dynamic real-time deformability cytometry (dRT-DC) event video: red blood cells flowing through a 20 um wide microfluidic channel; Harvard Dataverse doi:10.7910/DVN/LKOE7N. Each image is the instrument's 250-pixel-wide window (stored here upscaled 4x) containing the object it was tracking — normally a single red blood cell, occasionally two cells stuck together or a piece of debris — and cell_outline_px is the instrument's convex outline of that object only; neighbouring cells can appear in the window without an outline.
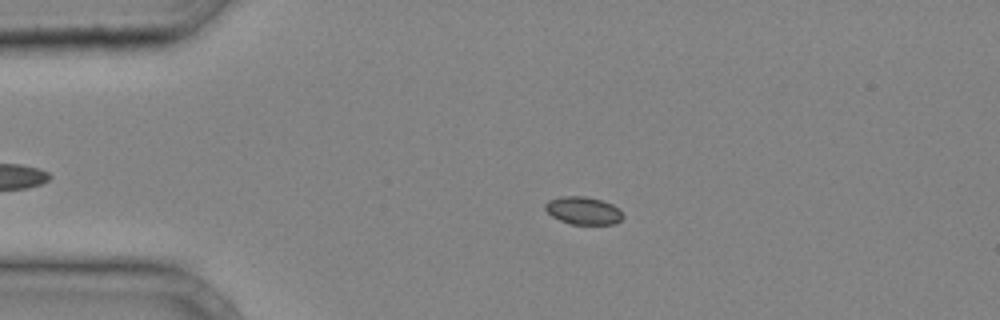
{"species": "common noctule bat (a hibernating species)", "species_latin": "Nyctalus noctula", "temperature_condition": "cold", "stored_images_in_passage": 38, "camera_frame_rate_fps": 3000, "um_per_image_px": 0.085, "animal": {"sex": "male", "body_mass_g": 20.4}, "frame": {"image": 1, "passage_image": 8, "time_ms": 2.333, "image_size_px": [1000, 320], "cell_outline_px": [[624, 216], [616, 224], [572, 224], [560, 220], [552, 216], [544, 208], [544, 204], [548, 200], [560, 196], [584, 196], [600, 200], [612, 204]], "centroid_in_image_um": [49.54, 17.9], "position_along_channel_um": 35.5, "area_um2": 12.43}}
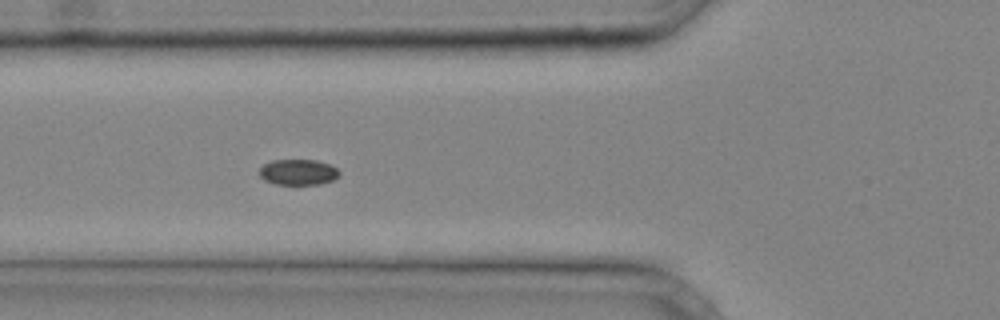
{"frame": {"image": 2, "passage_image": 14, "time_ms": 4.333, "image_size_px": [1000, 320], "cell_outline_px": [[340, 176], [332, 180], [320, 184], [276, 184], [264, 180], [260, 176], [260, 168], [264, 164], [272, 160], [316, 160], [328, 164], [336, 168], [340, 172]], "centroid_in_image_um": [25.35, 14.63], "position_along_channel_um": 100.5, "area_um2": 11.91}}
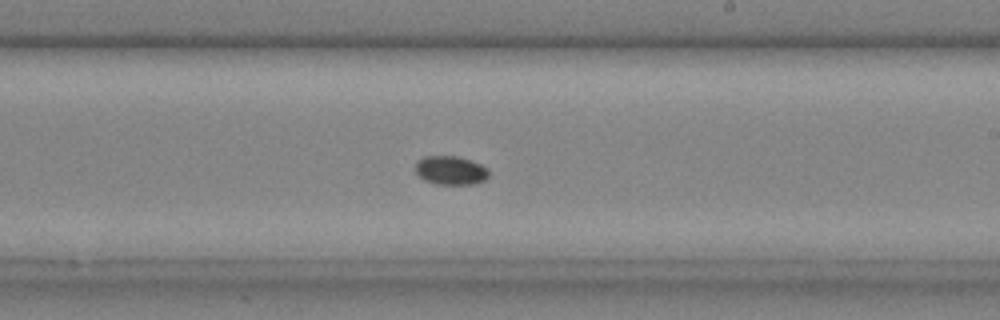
{"frame": {"image": 3, "passage_image": 23, "time_ms": 7.333, "image_size_px": [1000, 320], "cell_outline_px": [[488, 176], [484, 180], [472, 184], [436, 184], [424, 180], [416, 172], [416, 164], [424, 156], [456, 156], [480, 164], [488, 168]], "centroid_in_image_um": [38.31, 14.48], "position_along_channel_um": 250.7, "area_um2": 12.08}}